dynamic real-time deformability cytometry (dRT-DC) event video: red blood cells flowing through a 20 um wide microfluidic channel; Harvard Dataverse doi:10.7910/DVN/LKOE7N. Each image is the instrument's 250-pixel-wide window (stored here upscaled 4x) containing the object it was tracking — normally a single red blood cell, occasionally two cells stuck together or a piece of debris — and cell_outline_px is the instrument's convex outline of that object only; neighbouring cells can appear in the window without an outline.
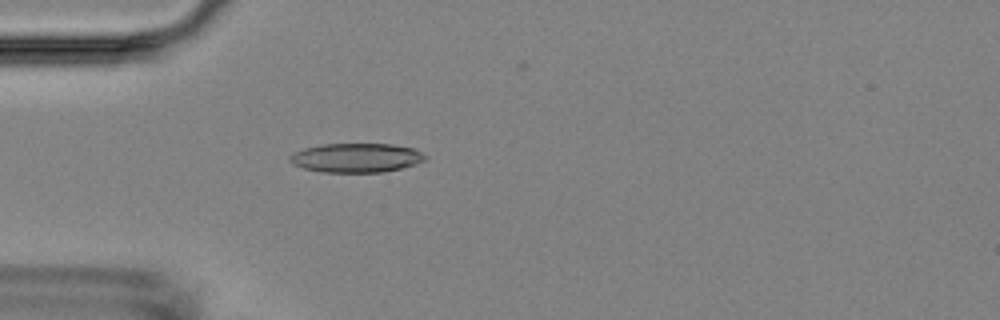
{"species": "Egyptian fruit bat (a non-hibernating species)", "species_latin": "Rousettus aegyptiacus", "temperature_condition": "room temperature", "stored_images_in_passage": 42, "camera_frame_rate_fps": 3000, "um_per_image_px": 0.085, "animal": {"sex": "female"}, "frame": {"image": 1, "passage_image": 3, "time_ms": 0.667, "image_size_px": [1000, 320], "cell_outline_px": [[428, 156], [424, 160], [416, 164], [384, 172], [320, 172], [304, 168], [292, 164], [288, 160], [288, 156], [304, 148], [324, 144], [392, 144], [416, 148]], "centroid_in_image_um": [30.3, 13.41], "position_along_channel_um": 54.7, "area_um2": 23.12}}
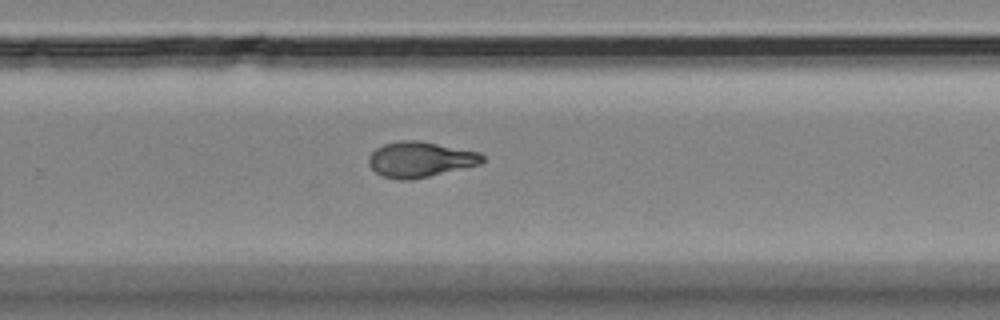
{"frame": {"image": 2, "passage_image": 23, "time_ms": 7.333, "image_size_px": [1000, 320], "cell_outline_px": [[484, 160], [480, 164], [412, 180], [400, 180], [384, 176], [376, 172], [368, 164], [368, 156], [376, 148], [384, 144], [400, 140], [420, 140], [480, 152], [484, 156]], "centroid_in_image_um": [35.71, 13.54], "position_along_channel_um": 294.1, "area_um2": 23.52}}
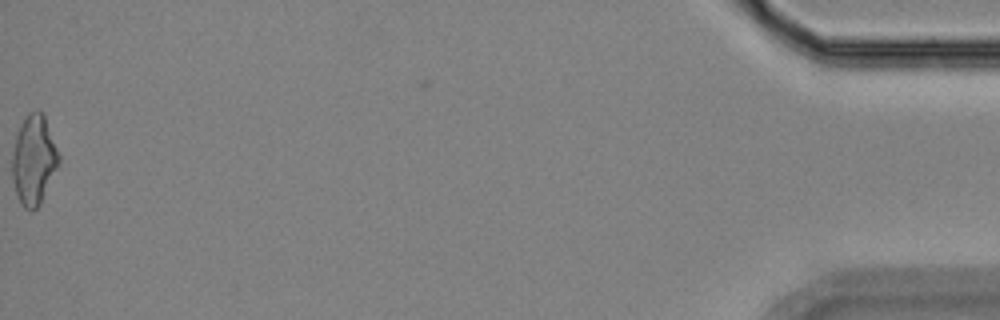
{"frame": {"image": 3, "passage_image": 42, "time_ms": 13.667, "image_size_px": [1000, 320], "cell_outline_px": [[60, 160], [40, 204], [32, 212], [24, 208], [20, 204], [16, 196], [12, 176], [12, 156], [16, 136], [28, 112], [36, 108], [40, 108], [44, 112], [60, 156]], "centroid_in_image_um": [2.87, 13.57], "position_along_channel_um": 432.3, "area_um2": 24.45}, "authors_computed_cell_mechanics": {"area_um2": 23.12, "velocity_mm_per_s": 3.6798, "shape_relaxation_time_tau1_ms": 7.003, "shape_relaxation_time_tau2_ms": 2.1116, "deformation_change_tau1": 0.1894, "deformation_change_tau2": 0.0817}}